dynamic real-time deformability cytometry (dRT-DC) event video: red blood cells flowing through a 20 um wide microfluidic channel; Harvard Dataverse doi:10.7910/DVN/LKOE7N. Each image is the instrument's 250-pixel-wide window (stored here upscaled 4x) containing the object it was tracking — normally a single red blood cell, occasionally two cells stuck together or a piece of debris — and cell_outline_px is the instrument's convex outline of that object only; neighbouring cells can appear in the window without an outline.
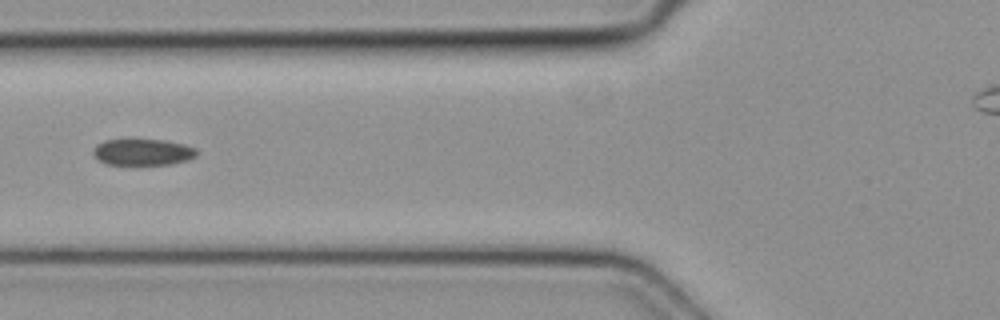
{"species": "common noctule bat (a hibernating species)", "species_latin": "Nyctalus noctula", "temperature_condition": "cold", "stored_images_in_passage": 3, "camera_frame_rate_fps": 3000, "um_per_image_px": 0.085, "animal": {"sex": "female", "body_mass_g": 19.3, "forearm_length_mm": 54.1}, "frame": {"image": 1, "passage_image": 2, "time_ms": 0.333, "image_size_px": [1000, 320], "cell_outline_px": [[200, 152], [196, 156], [188, 160], [172, 164], [104, 164], [92, 152], [96, 144], [104, 140], [164, 140], [184, 144], [196, 148]], "centroid_in_image_um": [12.18, 12.93], "position_along_channel_um": 113.6, "area_um2": 15.9}}
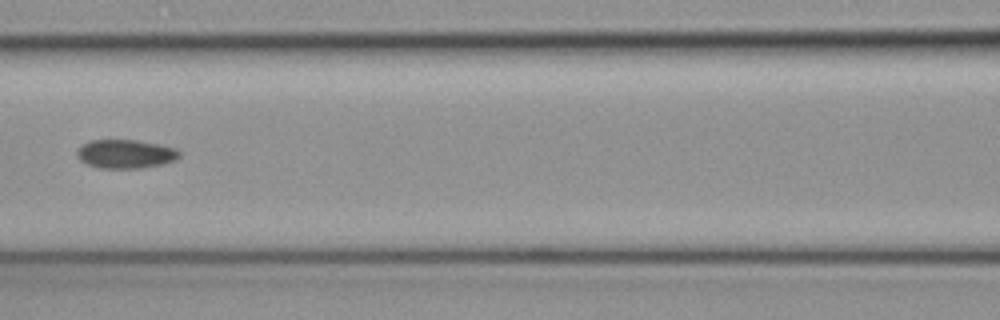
{"frame": {"image": 2, "passage_image": 3, "time_ms": 0.667, "image_size_px": [1000, 320], "cell_outline_px": [[180, 156], [176, 160], [164, 164], [140, 168], [100, 168], [88, 164], [80, 160], [76, 156], [76, 152], [84, 144], [92, 140], [136, 140], [176, 148], [180, 152]], "centroid_in_image_um": [10.69, 13.09], "position_along_channel_um": 155.9, "area_um2": 17.05}}